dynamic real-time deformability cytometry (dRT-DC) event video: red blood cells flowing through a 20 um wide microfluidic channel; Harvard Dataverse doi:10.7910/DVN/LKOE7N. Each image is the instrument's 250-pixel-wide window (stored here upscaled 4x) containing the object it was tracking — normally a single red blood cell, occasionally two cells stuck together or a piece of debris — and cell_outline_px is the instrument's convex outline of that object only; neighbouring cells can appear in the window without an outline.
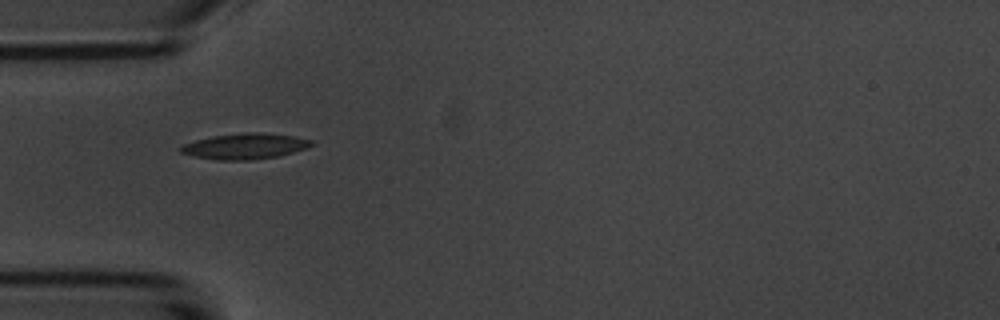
{"species": "common noctule bat (a hibernating species)", "species_latin": "Nyctalus noctula", "temperature_condition": "room temperature", "stored_images_in_passage": 2, "camera_frame_rate_fps": 3000, "um_per_image_px": 0.085, "animal": {"sex": "male", "body_mass_g": 20.1, "forearm_length_mm": 53.5}, "frame": {"image": 1, "passage_image": 1, "time_ms": 0.0, "image_size_px": [1000, 320], "cell_outline_px": [[316, 144], [280, 156], [252, 160], [216, 160], [196, 156], [180, 152], [180, 148], [184, 144], [196, 140], [212, 136], [244, 132], [256, 132], [292, 136], [312, 140]], "centroid_in_image_um": [20.83, 12.43], "position_along_channel_um": 64.2, "area_um2": 19.42}}
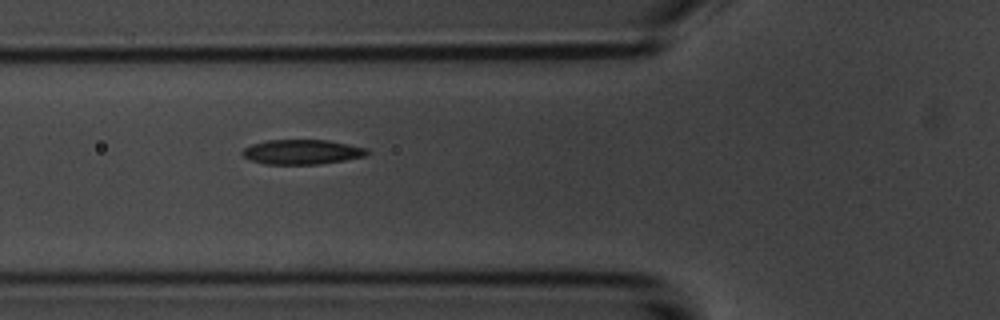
{"frame": {"image": 2, "passage_image": 2, "time_ms": 1.0, "image_size_px": [1000, 320], "cell_outline_px": [[372, 152], [364, 156], [344, 160], [320, 164], [264, 164], [252, 160], [244, 156], [240, 152], [244, 148], [252, 144], [268, 140], [328, 140], [368, 148]], "centroid_in_image_um": [25.7, 12.91], "position_along_channel_um": 100.1, "area_um2": 17.98}}